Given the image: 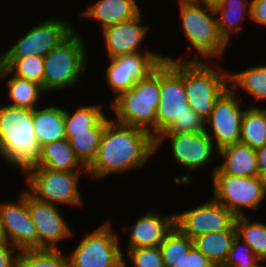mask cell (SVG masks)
Listing matches in <instances>:
<instances>
[{"instance_id": "cell-45", "label": "cell", "mask_w": 266, "mask_h": 267, "mask_svg": "<svg viewBox=\"0 0 266 267\" xmlns=\"http://www.w3.org/2000/svg\"><path fill=\"white\" fill-rule=\"evenodd\" d=\"M264 263V264H263ZM252 267H266V261L265 260H259L254 266Z\"/></svg>"}, {"instance_id": "cell-3", "label": "cell", "mask_w": 266, "mask_h": 267, "mask_svg": "<svg viewBox=\"0 0 266 267\" xmlns=\"http://www.w3.org/2000/svg\"><path fill=\"white\" fill-rule=\"evenodd\" d=\"M40 155L33 110L0 104V160L23 173Z\"/></svg>"}, {"instance_id": "cell-10", "label": "cell", "mask_w": 266, "mask_h": 267, "mask_svg": "<svg viewBox=\"0 0 266 267\" xmlns=\"http://www.w3.org/2000/svg\"><path fill=\"white\" fill-rule=\"evenodd\" d=\"M93 231H87L80 243L68 255L71 267H120L123 252L119 232L112 228V221H104Z\"/></svg>"}, {"instance_id": "cell-29", "label": "cell", "mask_w": 266, "mask_h": 267, "mask_svg": "<svg viewBox=\"0 0 266 267\" xmlns=\"http://www.w3.org/2000/svg\"><path fill=\"white\" fill-rule=\"evenodd\" d=\"M242 117L239 142L258 149L266 144V107L247 106Z\"/></svg>"}, {"instance_id": "cell-2", "label": "cell", "mask_w": 266, "mask_h": 267, "mask_svg": "<svg viewBox=\"0 0 266 267\" xmlns=\"http://www.w3.org/2000/svg\"><path fill=\"white\" fill-rule=\"evenodd\" d=\"M177 5L182 33L187 39L186 42L188 41L186 53L193 54V58L185 59V57L178 56L175 59L172 55H164L165 60L214 61L216 58L215 61L220 62L229 45L219 34L213 6L191 0H178Z\"/></svg>"}, {"instance_id": "cell-17", "label": "cell", "mask_w": 266, "mask_h": 267, "mask_svg": "<svg viewBox=\"0 0 266 267\" xmlns=\"http://www.w3.org/2000/svg\"><path fill=\"white\" fill-rule=\"evenodd\" d=\"M60 207L40 201L28 192L29 213L38 233V250H59L61 242L76 235Z\"/></svg>"}, {"instance_id": "cell-23", "label": "cell", "mask_w": 266, "mask_h": 267, "mask_svg": "<svg viewBox=\"0 0 266 267\" xmlns=\"http://www.w3.org/2000/svg\"><path fill=\"white\" fill-rule=\"evenodd\" d=\"M251 0H220L213 6L220 36L229 45L246 20H251ZM247 16V17H246Z\"/></svg>"}, {"instance_id": "cell-37", "label": "cell", "mask_w": 266, "mask_h": 267, "mask_svg": "<svg viewBox=\"0 0 266 267\" xmlns=\"http://www.w3.org/2000/svg\"><path fill=\"white\" fill-rule=\"evenodd\" d=\"M200 133L205 132V118L197 114L188 107L187 112L172 123V125L162 133Z\"/></svg>"}, {"instance_id": "cell-15", "label": "cell", "mask_w": 266, "mask_h": 267, "mask_svg": "<svg viewBox=\"0 0 266 267\" xmlns=\"http://www.w3.org/2000/svg\"><path fill=\"white\" fill-rule=\"evenodd\" d=\"M174 213V225L189 238L229 230L236 216L213 197L182 212Z\"/></svg>"}, {"instance_id": "cell-38", "label": "cell", "mask_w": 266, "mask_h": 267, "mask_svg": "<svg viewBox=\"0 0 266 267\" xmlns=\"http://www.w3.org/2000/svg\"><path fill=\"white\" fill-rule=\"evenodd\" d=\"M174 267H215V265L193 246Z\"/></svg>"}, {"instance_id": "cell-18", "label": "cell", "mask_w": 266, "mask_h": 267, "mask_svg": "<svg viewBox=\"0 0 266 267\" xmlns=\"http://www.w3.org/2000/svg\"><path fill=\"white\" fill-rule=\"evenodd\" d=\"M145 15L142 12L135 18L114 24L101 31L104 47L108 59L119 55H126L134 52H155L145 47L143 48L144 40L151 30V24H144Z\"/></svg>"}, {"instance_id": "cell-41", "label": "cell", "mask_w": 266, "mask_h": 267, "mask_svg": "<svg viewBox=\"0 0 266 267\" xmlns=\"http://www.w3.org/2000/svg\"><path fill=\"white\" fill-rule=\"evenodd\" d=\"M256 154L258 172L260 174L262 171L266 170V144L263 147L256 149Z\"/></svg>"}, {"instance_id": "cell-42", "label": "cell", "mask_w": 266, "mask_h": 267, "mask_svg": "<svg viewBox=\"0 0 266 267\" xmlns=\"http://www.w3.org/2000/svg\"><path fill=\"white\" fill-rule=\"evenodd\" d=\"M198 3H203L205 5L214 6L216 5L220 0H191Z\"/></svg>"}, {"instance_id": "cell-32", "label": "cell", "mask_w": 266, "mask_h": 267, "mask_svg": "<svg viewBox=\"0 0 266 267\" xmlns=\"http://www.w3.org/2000/svg\"><path fill=\"white\" fill-rule=\"evenodd\" d=\"M0 65L12 75L35 82L43 88L44 57L0 58Z\"/></svg>"}, {"instance_id": "cell-31", "label": "cell", "mask_w": 266, "mask_h": 267, "mask_svg": "<svg viewBox=\"0 0 266 267\" xmlns=\"http://www.w3.org/2000/svg\"><path fill=\"white\" fill-rule=\"evenodd\" d=\"M248 216L235 219L237 235L246 242L259 260L266 261V222Z\"/></svg>"}, {"instance_id": "cell-7", "label": "cell", "mask_w": 266, "mask_h": 267, "mask_svg": "<svg viewBox=\"0 0 266 267\" xmlns=\"http://www.w3.org/2000/svg\"><path fill=\"white\" fill-rule=\"evenodd\" d=\"M168 141L170 145L172 158L180 168L188 172L185 175L173 176L171 181L175 184L189 185L194 179L191 173L199 170H204L210 165H214L218 157V149L213 141L208 137L206 132L200 133H161L155 138V153L159 152L165 143ZM216 155V156H215ZM206 166V167H205ZM204 168V169H203Z\"/></svg>"}, {"instance_id": "cell-33", "label": "cell", "mask_w": 266, "mask_h": 267, "mask_svg": "<svg viewBox=\"0 0 266 267\" xmlns=\"http://www.w3.org/2000/svg\"><path fill=\"white\" fill-rule=\"evenodd\" d=\"M165 267H174L193 247V240L175 225L159 245Z\"/></svg>"}, {"instance_id": "cell-30", "label": "cell", "mask_w": 266, "mask_h": 267, "mask_svg": "<svg viewBox=\"0 0 266 267\" xmlns=\"http://www.w3.org/2000/svg\"><path fill=\"white\" fill-rule=\"evenodd\" d=\"M105 127H89V131H65L75 156L88 168L96 159Z\"/></svg>"}, {"instance_id": "cell-28", "label": "cell", "mask_w": 266, "mask_h": 267, "mask_svg": "<svg viewBox=\"0 0 266 267\" xmlns=\"http://www.w3.org/2000/svg\"><path fill=\"white\" fill-rule=\"evenodd\" d=\"M76 107L72 111L64 107L65 131H89V127H105L111 119V114H108L110 111H104L101 102L96 105L81 103Z\"/></svg>"}, {"instance_id": "cell-22", "label": "cell", "mask_w": 266, "mask_h": 267, "mask_svg": "<svg viewBox=\"0 0 266 267\" xmlns=\"http://www.w3.org/2000/svg\"><path fill=\"white\" fill-rule=\"evenodd\" d=\"M222 161L218 167L226 174L239 177L259 176L256 150L243 143L224 146L217 154Z\"/></svg>"}, {"instance_id": "cell-44", "label": "cell", "mask_w": 266, "mask_h": 267, "mask_svg": "<svg viewBox=\"0 0 266 267\" xmlns=\"http://www.w3.org/2000/svg\"><path fill=\"white\" fill-rule=\"evenodd\" d=\"M6 243H8V242H7V239H6L5 235H4L2 224H1V221H0V245L6 244Z\"/></svg>"}, {"instance_id": "cell-1", "label": "cell", "mask_w": 266, "mask_h": 267, "mask_svg": "<svg viewBox=\"0 0 266 267\" xmlns=\"http://www.w3.org/2000/svg\"><path fill=\"white\" fill-rule=\"evenodd\" d=\"M155 138L150 132L111 119L103 131L96 159L87 168L89 180H103L145 167L155 155Z\"/></svg>"}, {"instance_id": "cell-24", "label": "cell", "mask_w": 266, "mask_h": 267, "mask_svg": "<svg viewBox=\"0 0 266 267\" xmlns=\"http://www.w3.org/2000/svg\"><path fill=\"white\" fill-rule=\"evenodd\" d=\"M6 78V79H5ZM8 79V80H7ZM6 80L7 95L6 103L15 107L35 109L45 103L41 98L47 95L42 86L12 75L5 67L0 65V81ZM9 101V103H8ZM41 101H43L41 103Z\"/></svg>"}, {"instance_id": "cell-39", "label": "cell", "mask_w": 266, "mask_h": 267, "mask_svg": "<svg viewBox=\"0 0 266 267\" xmlns=\"http://www.w3.org/2000/svg\"><path fill=\"white\" fill-rule=\"evenodd\" d=\"M20 251L9 243L0 245V267H17Z\"/></svg>"}, {"instance_id": "cell-9", "label": "cell", "mask_w": 266, "mask_h": 267, "mask_svg": "<svg viewBox=\"0 0 266 267\" xmlns=\"http://www.w3.org/2000/svg\"><path fill=\"white\" fill-rule=\"evenodd\" d=\"M216 165V166H215ZM211 166V191L213 198L225 206L236 217L248 216L245 209L257 212L263 201L266 203V192L259 176L239 177L224 173L217 164Z\"/></svg>"}, {"instance_id": "cell-12", "label": "cell", "mask_w": 266, "mask_h": 267, "mask_svg": "<svg viewBox=\"0 0 266 267\" xmlns=\"http://www.w3.org/2000/svg\"><path fill=\"white\" fill-rule=\"evenodd\" d=\"M160 101L156 114V137L166 131L189 107L184 87V61L165 60L160 65Z\"/></svg>"}, {"instance_id": "cell-36", "label": "cell", "mask_w": 266, "mask_h": 267, "mask_svg": "<svg viewBox=\"0 0 266 267\" xmlns=\"http://www.w3.org/2000/svg\"><path fill=\"white\" fill-rule=\"evenodd\" d=\"M258 261L252 248L236 234L228 258L222 267H252Z\"/></svg>"}, {"instance_id": "cell-35", "label": "cell", "mask_w": 266, "mask_h": 267, "mask_svg": "<svg viewBox=\"0 0 266 267\" xmlns=\"http://www.w3.org/2000/svg\"><path fill=\"white\" fill-rule=\"evenodd\" d=\"M122 252L123 262L130 260L129 262L133 267H165L159 246L122 249Z\"/></svg>"}, {"instance_id": "cell-25", "label": "cell", "mask_w": 266, "mask_h": 267, "mask_svg": "<svg viewBox=\"0 0 266 267\" xmlns=\"http://www.w3.org/2000/svg\"><path fill=\"white\" fill-rule=\"evenodd\" d=\"M30 167H42L66 172L87 171V168L75 156L68 139L41 146L37 162Z\"/></svg>"}, {"instance_id": "cell-14", "label": "cell", "mask_w": 266, "mask_h": 267, "mask_svg": "<svg viewBox=\"0 0 266 267\" xmlns=\"http://www.w3.org/2000/svg\"><path fill=\"white\" fill-rule=\"evenodd\" d=\"M230 87L218 98L211 114L205 119V132L219 150L239 142L245 112L242 97ZM241 101V103H240Z\"/></svg>"}, {"instance_id": "cell-13", "label": "cell", "mask_w": 266, "mask_h": 267, "mask_svg": "<svg viewBox=\"0 0 266 267\" xmlns=\"http://www.w3.org/2000/svg\"><path fill=\"white\" fill-rule=\"evenodd\" d=\"M164 61V55L159 52H134L109 59L104 79L109 90L114 92V98L111 99L130 90L136 82L148 77Z\"/></svg>"}, {"instance_id": "cell-34", "label": "cell", "mask_w": 266, "mask_h": 267, "mask_svg": "<svg viewBox=\"0 0 266 267\" xmlns=\"http://www.w3.org/2000/svg\"><path fill=\"white\" fill-rule=\"evenodd\" d=\"M59 250H23L20 251L17 267H71L67 254Z\"/></svg>"}, {"instance_id": "cell-27", "label": "cell", "mask_w": 266, "mask_h": 267, "mask_svg": "<svg viewBox=\"0 0 266 267\" xmlns=\"http://www.w3.org/2000/svg\"><path fill=\"white\" fill-rule=\"evenodd\" d=\"M229 87L233 91L243 90L253 98L254 105L259 106L256 101H266V64L248 66L245 70L229 71Z\"/></svg>"}, {"instance_id": "cell-5", "label": "cell", "mask_w": 266, "mask_h": 267, "mask_svg": "<svg viewBox=\"0 0 266 267\" xmlns=\"http://www.w3.org/2000/svg\"><path fill=\"white\" fill-rule=\"evenodd\" d=\"M78 32L76 28L66 40L44 57L43 90L46 94L66 89L69 91L86 75L89 50L86 49V40L81 36L83 34Z\"/></svg>"}, {"instance_id": "cell-43", "label": "cell", "mask_w": 266, "mask_h": 267, "mask_svg": "<svg viewBox=\"0 0 266 267\" xmlns=\"http://www.w3.org/2000/svg\"><path fill=\"white\" fill-rule=\"evenodd\" d=\"M259 179H260V182L263 185V188H264V190L266 192V170L262 171L259 174Z\"/></svg>"}, {"instance_id": "cell-21", "label": "cell", "mask_w": 266, "mask_h": 267, "mask_svg": "<svg viewBox=\"0 0 266 267\" xmlns=\"http://www.w3.org/2000/svg\"><path fill=\"white\" fill-rule=\"evenodd\" d=\"M33 109L34 131L39 146L66 138L64 106L53 101ZM62 107V108H61Z\"/></svg>"}, {"instance_id": "cell-20", "label": "cell", "mask_w": 266, "mask_h": 267, "mask_svg": "<svg viewBox=\"0 0 266 267\" xmlns=\"http://www.w3.org/2000/svg\"><path fill=\"white\" fill-rule=\"evenodd\" d=\"M137 0H97L83 9L79 17L97 21L100 30L131 20L141 13Z\"/></svg>"}, {"instance_id": "cell-8", "label": "cell", "mask_w": 266, "mask_h": 267, "mask_svg": "<svg viewBox=\"0 0 266 267\" xmlns=\"http://www.w3.org/2000/svg\"><path fill=\"white\" fill-rule=\"evenodd\" d=\"M22 174H26L27 187L33 197L40 201L69 208L82 207L83 199L80 191V179L88 177L87 171H58L42 167H28ZM84 174V175H83Z\"/></svg>"}, {"instance_id": "cell-40", "label": "cell", "mask_w": 266, "mask_h": 267, "mask_svg": "<svg viewBox=\"0 0 266 267\" xmlns=\"http://www.w3.org/2000/svg\"><path fill=\"white\" fill-rule=\"evenodd\" d=\"M251 21L266 27V0H251Z\"/></svg>"}, {"instance_id": "cell-11", "label": "cell", "mask_w": 266, "mask_h": 267, "mask_svg": "<svg viewBox=\"0 0 266 267\" xmlns=\"http://www.w3.org/2000/svg\"><path fill=\"white\" fill-rule=\"evenodd\" d=\"M65 19L49 17L37 22L34 27L31 26L32 28L22 33L9 49L0 53V58L45 57L76 30V25Z\"/></svg>"}, {"instance_id": "cell-6", "label": "cell", "mask_w": 266, "mask_h": 267, "mask_svg": "<svg viewBox=\"0 0 266 267\" xmlns=\"http://www.w3.org/2000/svg\"><path fill=\"white\" fill-rule=\"evenodd\" d=\"M184 87L189 107L206 119L229 88V70L216 61H184Z\"/></svg>"}, {"instance_id": "cell-26", "label": "cell", "mask_w": 266, "mask_h": 267, "mask_svg": "<svg viewBox=\"0 0 266 267\" xmlns=\"http://www.w3.org/2000/svg\"><path fill=\"white\" fill-rule=\"evenodd\" d=\"M236 234L237 229L234 224L229 230L206 233L193 238V246L215 267H222L228 258Z\"/></svg>"}, {"instance_id": "cell-19", "label": "cell", "mask_w": 266, "mask_h": 267, "mask_svg": "<svg viewBox=\"0 0 266 267\" xmlns=\"http://www.w3.org/2000/svg\"><path fill=\"white\" fill-rule=\"evenodd\" d=\"M174 226V214L163 215L156 209H147L131 226L127 227V248L159 246Z\"/></svg>"}, {"instance_id": "cell-4", "label": "cell", "mask_w": 266, "mask_h": 267, "mask_svg": "<svg viewBox=\"0 0 266 267\" xmlns=\"http://www.w3.org/2000/svg\"><path fill=\"white\" fill-rule=\"evenodd\" d=\"M160 66L127 91L120 93L111 102L109 113L120 124L138 127L156 138V114L159 105Z\"/></svg>"}, {"instance_id": "cell-46", "label": "cell", "mask_w": 266, "mask_h": 267, "mask_svg": "<svg viewBox=\"0 0 266 267\" xmlns=\"http://www.w3.org/2000/svg\"><path fill=\"white\" fill-rule=\"evenodd\" d=\"M120 267H132V266H130L127 262H123V265Z\"/></svg>"}, {"instance_id": "cell-16", "label": "cell", "mask_w": 266, "mask_h": 267, "mask_svg": "<svg viewBox=\"0 0 266 267\" xmlns=\"http://www.w3.org/2000/svg\"><path fill=\"white\" fill-rule=\"evenodd\" d=\"M6 201L0 202V221L7 242L19 251L38 250V233L29 213L28 191H20L17 201Z\"/></svg>"}]
</instances>
